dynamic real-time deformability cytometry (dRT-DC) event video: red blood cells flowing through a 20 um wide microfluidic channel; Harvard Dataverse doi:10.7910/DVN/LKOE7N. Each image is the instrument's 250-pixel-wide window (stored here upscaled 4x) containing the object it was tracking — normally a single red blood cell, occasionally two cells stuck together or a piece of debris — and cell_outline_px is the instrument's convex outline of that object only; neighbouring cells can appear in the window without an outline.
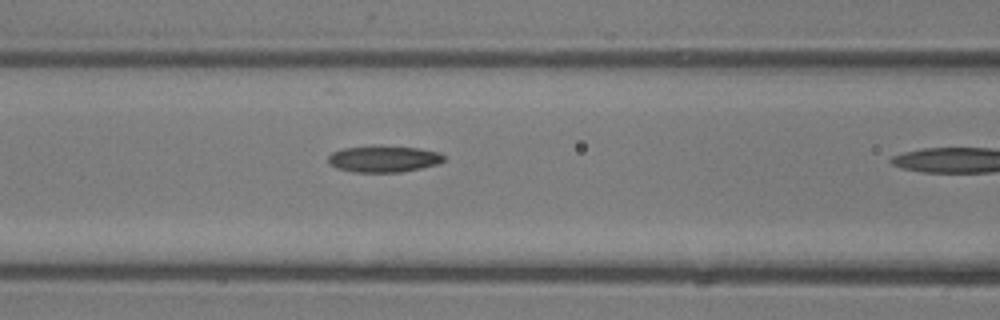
{"species": "common noctule bat (a hibernating species)", "species_latin": "Nyctalus noctula", "temperature_condition": "room temperature", "stored_images_in_passage": 6, "camera_frame_rate_fps": 3000, "um_per_image_px": 0.085, "animal": {"sex": "male", "body_mass_g": 13.3}, "frame": {"image": 1, "passage_image": 5, "time_ms": 1.333, "image_size_px": [1000, 320], "cell_outline_px": [[444, 160], [440, 164], [400, 172], [352, 172], [336, 168], [328, 160], [328, 156], [332, 152], [344, 148], [372, 144], [420, 148], [440, 152], [444, 156]], "centroid_in_image_um": [32.62, 13.48], "position_along_channel_um": 134.0, "area_um2": 18.26}}